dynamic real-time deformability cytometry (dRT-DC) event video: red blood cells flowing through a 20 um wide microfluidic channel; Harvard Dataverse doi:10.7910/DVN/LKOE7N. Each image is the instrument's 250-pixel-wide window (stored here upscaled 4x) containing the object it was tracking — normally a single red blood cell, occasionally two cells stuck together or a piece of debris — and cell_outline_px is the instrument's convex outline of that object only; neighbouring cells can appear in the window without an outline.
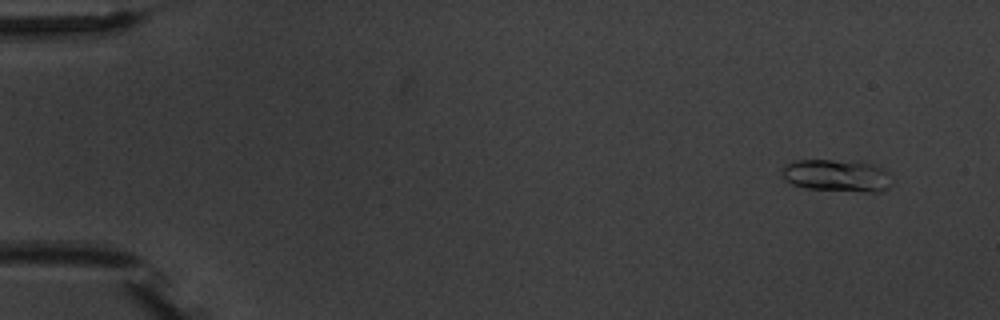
{"species": "common noctule bat (a hibernating species)", "species_latin": "Nyctalus noctula", "temperature_condition": "warm", "stored_images_in_passage": 6, "camera_frame_rate_fps": 3000, "um_per_image_px": 0.085, "animal": {"sex": "male", "body_mass_g": 20.1, "forearm_length_mm": 53.5}, "frame": {"image": 1, "passage_image": 2, "time_ms": 1.0, "image_size_px": [1000, 320], "cell_outline_px": [[892, 184], [888, 188], [880, 192], [864, 192], [804, 188], [792, 184], [784, 180], [780, 172], [784, 164], [792, 160], [860, 160], [884, 168], [888, 172]], "centroid_in_image_um": [71.12, 14.91], "position_along_channel_um": 13.9, "area_um2": 21.33}}
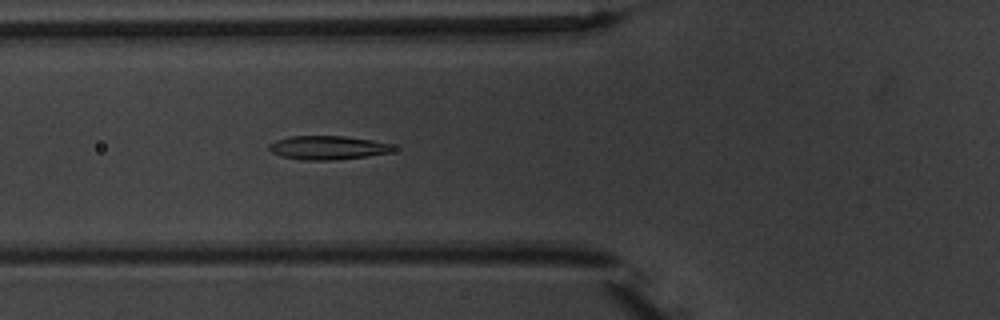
{"frame": {"image": 2, "passage_image": 6, "time_ms": 6.667, "image_size_px": [1000, 320], "cell_outline_px": [[396, 148], [392, 152], [364, 156], [332, 160], [300, 160], [280, 156], [272, 152], [268, 148], [268, 144], [276, 140], [292, 136], [344, 136], [372, 140], [392, 144]], "centroid_in_image_um": [27.84, 12.55], "position_along_channel_um": 98.0, "area_um2": 17.17}}